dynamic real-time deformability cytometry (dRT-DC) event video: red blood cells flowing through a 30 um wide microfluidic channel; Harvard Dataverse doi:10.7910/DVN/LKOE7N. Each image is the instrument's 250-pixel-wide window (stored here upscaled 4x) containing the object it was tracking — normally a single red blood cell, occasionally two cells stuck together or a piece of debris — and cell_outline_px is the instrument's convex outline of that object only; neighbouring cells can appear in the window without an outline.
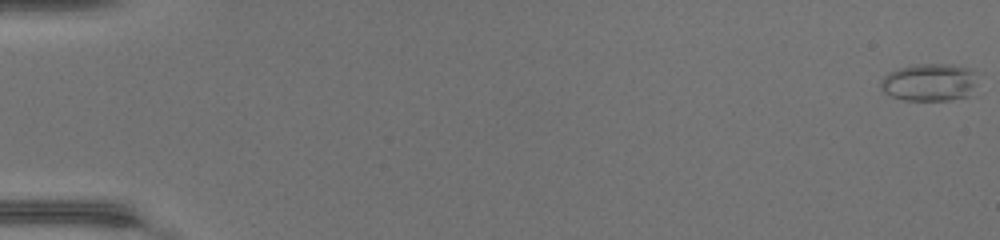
{"species": "common noctule bat (a hibernating species)", "species_latin": "Nyctalus noctula", "temperature_condition": "warm", "stored_images_in_passage": 49, "camera_frame_rate_fps": 3000, "um_per_image_px": 0.085, "animal": {"sex": "female", "body_mass_g": 17.0, "forearm_length_mm": 48.0}, "frame": {"image": 1, "passage_image": 1, "time_ms": 0.0, "image_size_px": [1000, 240], "cell_outline_px": [[976, 84], [968, 96], [948, 100], [904, 100], [892, 96], [884, 92], [880, 84], [880, 80], [888, 72], [912, 64], [952, 64], [972, 68], [976, 72]], "centroid_in_image_um": [79.02, 6.98], "position_along_channel_um": 6.0, "area_um2": 21.39}}
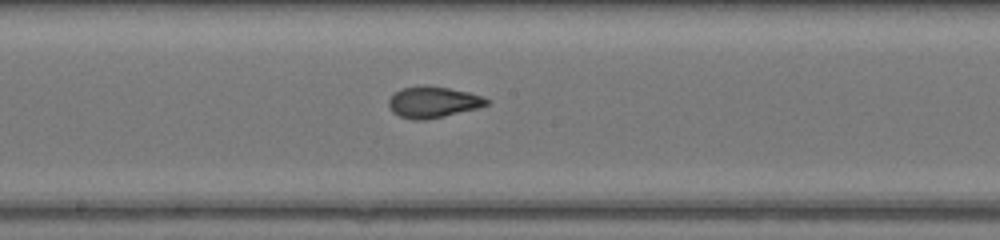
{"frame": {"image": 2, "passage_image": 28, "time_ms": 9.0, "image_size_px": [1000, 240], "cell_outline_px": [[492, 100], [488, 104], [476, 108], [444, 116], [424, 120], [412, 120], [400, 116], [392, 112], [388, 104], [388, 100], [392, 92], [400, 88], [424, 84], [448, 88], [468, 92]], "centroid_in_image_um": [36.75, 8.66], "position_along_channel_um": 211.5, "area_um2": 17.98}}
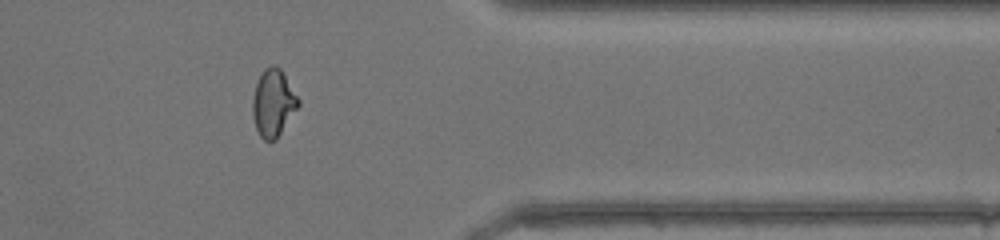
{"frame": {"image": 3, "passage_image": 41, "time_ms": 13.333, "image_size_px": [1000, 240], "cell_outline_px": [[300, 104], [276, 140], [264, 140], [260, 136], [256, 128], [252, 116], [252, 100], [256, 84], [264, 68], [272, 64], [276, 64], [280, 68], [300, 100]], "centroid_in_image_um": [23.22, 8.75], "position_along_channel_um": 388.2, "area_um2": 17.86}, "authors_computed_cell_mechanics": {"area_um2": 18.2648, "velocity_mm_per_s": 4.3803, "shape_relaxation_time_tau1_ms": null, "shape_relaxation_time_tau2_ms": 0.7589, "deformation_change_tau1": null, "deformation_change_tau2": 0.0505}}